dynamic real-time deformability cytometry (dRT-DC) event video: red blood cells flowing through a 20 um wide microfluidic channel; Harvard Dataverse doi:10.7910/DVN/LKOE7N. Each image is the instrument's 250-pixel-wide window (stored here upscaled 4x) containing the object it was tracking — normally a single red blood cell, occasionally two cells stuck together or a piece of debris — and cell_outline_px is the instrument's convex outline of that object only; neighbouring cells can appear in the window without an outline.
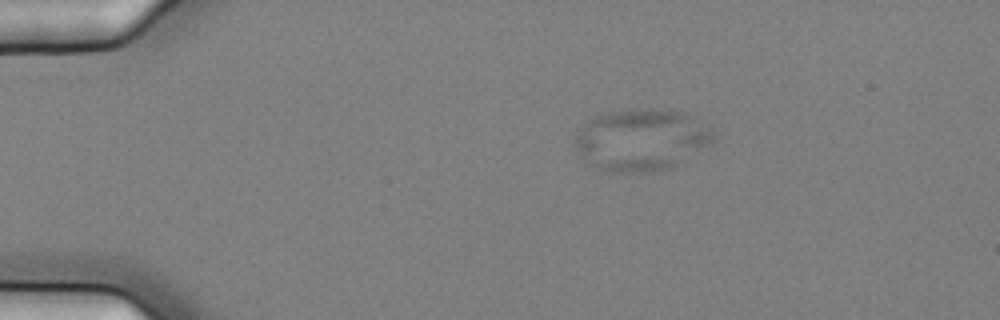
{"species": "common noctule bat (a hibernating species)", "species_latin": "Nyctalus noctula", "temperature_condition": "cold", "stored_images_in_passage": 6, "camera_frame_rate_fps": 3000, "um_per_image_px": 0.085, "animal": {"sex": "female", "body_mass_g": 25.1}, "frame": {"image": 1, "passage_image": 4, "time_ms": 1.0, "image_size_px": [1000, 320], "cell_outline_px": [[716, 144], [668, 168], [648, 172], [612, 172], [588, 164], [580, 156], [576, 148], [576, 128], [592, 116], [604, 112], [636, 108], [652, 108], [684, 112], [696, 116], [712, 128], [716, 140]], "centroid_in_image_um": [54.55, 11.85], "position_along_channel_um": 30.5, "area_um2": 50.98}}